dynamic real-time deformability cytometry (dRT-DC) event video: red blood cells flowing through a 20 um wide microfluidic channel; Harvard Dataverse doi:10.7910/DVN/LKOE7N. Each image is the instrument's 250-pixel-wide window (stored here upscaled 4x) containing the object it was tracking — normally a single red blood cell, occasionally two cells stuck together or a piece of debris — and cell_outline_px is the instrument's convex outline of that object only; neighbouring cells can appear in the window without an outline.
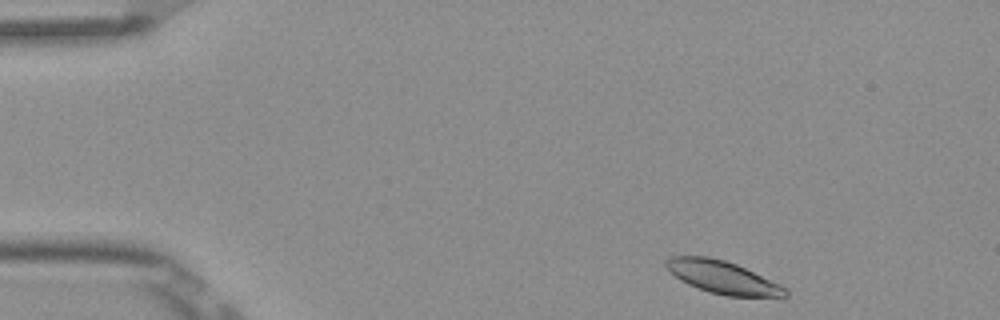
{"species": "Egyptian fruit bat (a non-hibernating species)", "species_latin": "Rousettus aegyptiacus", "temperature_condition": "room temperature", "stored_images_in_passage": 3, "camera_frame_rate_fps": 3000, "um_per_image_px": 0.085, "frame": {"image": 1, "passage_image": 1, "time_ms": 0.0, "image_size_px": [1000, 320], "cell_outline_px": [[788, 296], [724, 296], [708, 292], [688, 284], [680, 280], [664, 264], [664, 260], [672, 256], [708, 256], [724, 260], [736, 264], [780, 284], [788, 288]], "centroid_in_image_um": [61.42, 23.56], "position_along_channel_um": 23.6, "area_um2": 22.54}}
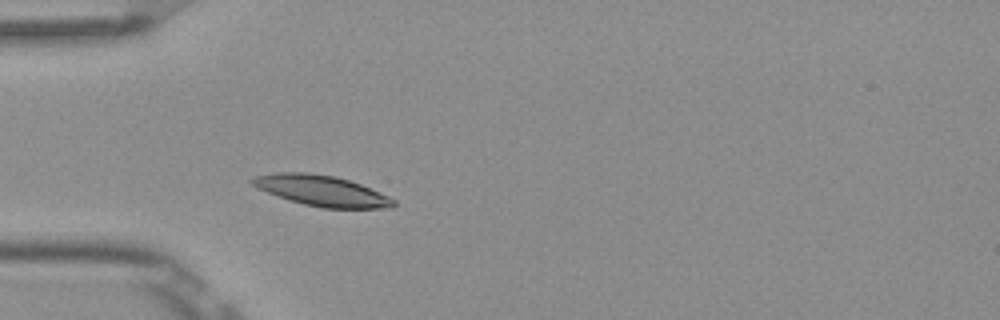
{"frame": {"image": 2, "passage_image": 3, "time_ms": 0.667, "image_size_px": [1000, 320], "cell_outline_px": [[396, 204], [392, 208], [324, 208], [304, 204], [276, 196], [256, 188], [248, 180], [252, 176], [276, 172], [304, 172], [336, 176], [360, 184], [388, 196], [396, 200]], "centroid_in_image_um": [27.29, 16.2], "position_along_channel_um": 57.7, "area_um2": 25.32}}